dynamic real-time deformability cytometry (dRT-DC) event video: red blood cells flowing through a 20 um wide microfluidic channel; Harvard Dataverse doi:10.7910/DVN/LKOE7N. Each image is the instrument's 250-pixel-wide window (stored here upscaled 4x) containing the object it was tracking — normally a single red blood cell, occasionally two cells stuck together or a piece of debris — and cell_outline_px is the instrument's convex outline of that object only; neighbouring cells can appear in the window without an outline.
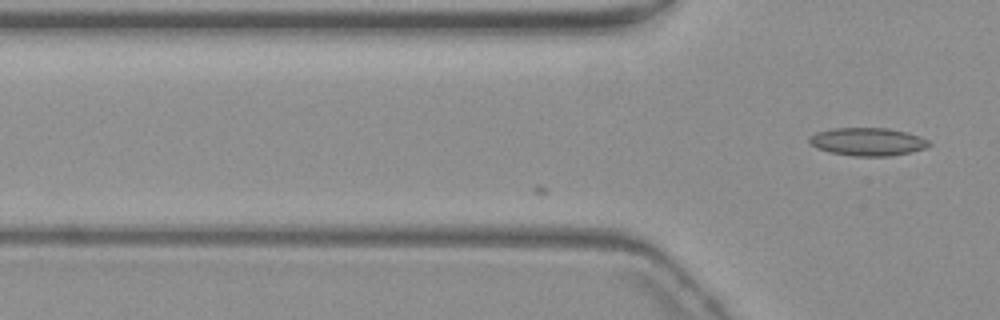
{"species": "common noctule bat (a hibernating species)", "species_latin": "Nyctalus noctula", "temperature_condition": "warm", "stored_images_in_passage": 3, "camera_frame_rate_fps": 3000, "um_per_image_px": 0.085, "animal": {"sex": "female", "body_mass_g": 19.3, "forearm_length_mm": 54.1}, "frame": {"image": 1, "passage_image": 3, "time_ms": 0.667, "image_size_px": [1000, 320], "cell_outline_px": [[932, 144], [924, 148], [912, 152], [892, 156], [852, 156], [828, 152], [816, 148], [808, 140], [808, 136], [816, 132], [832, 128], [888, 128], [908, 132], [920, 136], [928, 140]], "centroid_in_image_um": [73.74, 12.04], "position_along_channel_um": 52.1, "area_um2": 19.77}}